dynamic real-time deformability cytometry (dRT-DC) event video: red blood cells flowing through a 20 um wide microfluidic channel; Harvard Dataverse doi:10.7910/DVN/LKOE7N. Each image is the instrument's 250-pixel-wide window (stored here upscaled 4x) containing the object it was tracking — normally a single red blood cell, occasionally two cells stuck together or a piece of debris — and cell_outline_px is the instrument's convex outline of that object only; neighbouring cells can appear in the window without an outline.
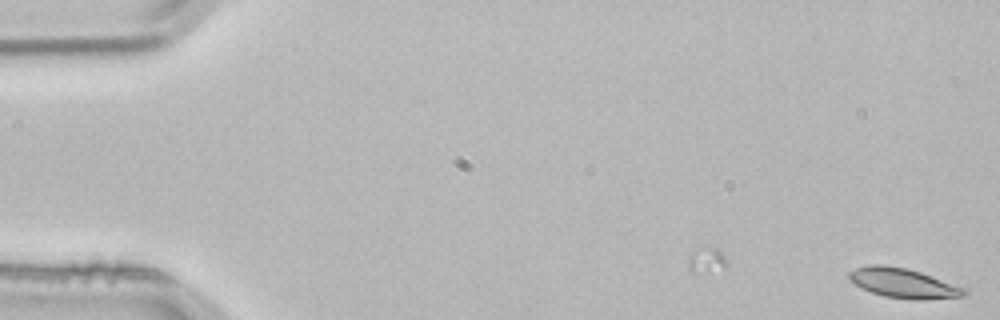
{"species": "common noctule bat (a hibernating species)", "species_latin": "Nyctalus noctula", "temperature_condition": "room temperature", "stored_images_in_passage": 4, "segment_of_instrument_passage": [1, 2], "camera_frame_rate_fps": 3000, "um_per_image_px": 0.085, "animal": {"sex": "male", "body_mass_g": 21.5, "forearm_length_mm": 52.0}, "frame": {"image": 1, "passage_image": 1, "time_ms": 0.0, "image_size_px": [1000, 320], "cell_outline_px": [[968, 292], [964, 296], [920, 300], [916, 300], [884, 296], [872, 292], [848, 280], [848, 272], [856, 268], [872, 264], [884, 264], [908, 268], [968, 288]], "centroid_in_image_um": [76.82, 24.06], "position_along_channel_um": 8.2, "area_um2": 20.0}}